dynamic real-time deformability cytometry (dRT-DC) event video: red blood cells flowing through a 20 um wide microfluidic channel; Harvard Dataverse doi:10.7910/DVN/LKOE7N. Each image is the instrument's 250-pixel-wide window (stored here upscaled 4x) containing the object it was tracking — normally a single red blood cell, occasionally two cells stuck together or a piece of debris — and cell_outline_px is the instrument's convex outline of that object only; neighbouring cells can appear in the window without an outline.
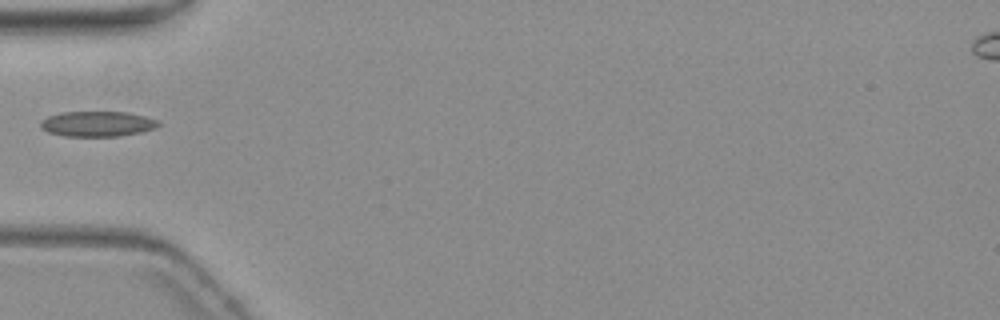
{"species": "common noctule bat (a hibernating species)", "species_latin": "Nyctalus noctula", "temperature_condition": "warm", "stored_images_in_passage": 2, "camera_frame_rate_fps": 3000, "um_per_image_px": 0.085, "animal": {"sex": "female", "body_mass_g": 19.3, "forearm_length_mm": 54.1}, "frame": {"image": 1, "passage_image": 1, "time_ms": 0.0, "image_size_px": [1000, 320], "cell_outline_px": [[160, 124], [156, 128], [140, 132], [120, 136], [64, 136], [48, 132], [40, 128], [40, 120], [48, 116], [60, 112], [128, 112], [160, 120]], "centroid_in_image_um": [8.27, 10.52], "position_along_channel_um": 76.7, "area_um2": 17.51}}
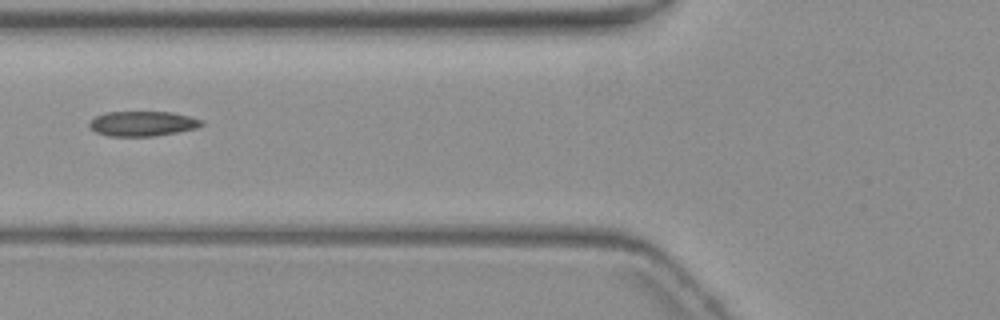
{"frame": {"image": 2, "passage_image": 2, "time_ms": 1.0, "image_size_px": [1000, 320], "cell_outline_px": [[204, 124], [196, 128], [156, 136], [108, 136], [96, 132], [88, 124], [96, 116], [104, 112], [172, 112], [204, 120]], "centroid_in_image_um": [12.13, 10.5], "position_along_channel_um": 113.7, "area_um2": 16.24}}